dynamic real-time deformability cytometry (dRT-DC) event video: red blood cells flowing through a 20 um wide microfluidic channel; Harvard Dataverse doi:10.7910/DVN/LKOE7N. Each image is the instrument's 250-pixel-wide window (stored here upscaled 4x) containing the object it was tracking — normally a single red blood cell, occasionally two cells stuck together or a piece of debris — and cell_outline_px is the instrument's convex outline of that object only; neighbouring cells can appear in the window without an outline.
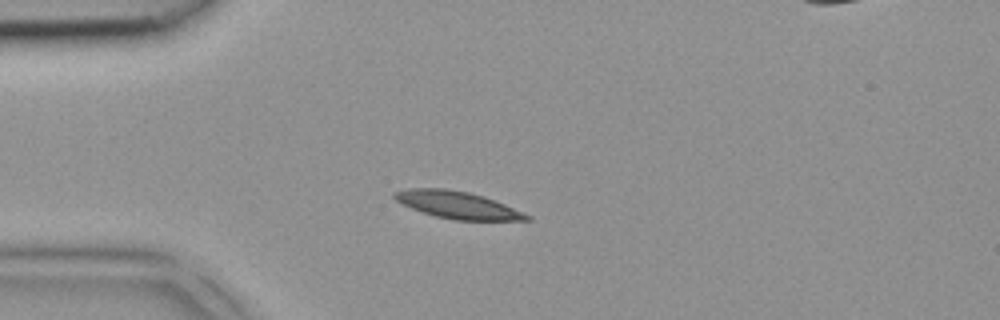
{"species": "common noctule bat (a hibernating species)", "species_latin": "Nyctalus noctula", "temperature_condition": "room temperature", "stored_images_in_passage": 2, "camera_frame_rate_fps": 3000, "um_per_image_px": 0.085, "animal": {"sex": "female", "body_mass_g": 18.4}, "frame": {"image": 1, "passage_image": 2, "time_ms": 0.333, "image_size_px": [1000, 320], "cell_outline_px": [[532, 220], [452, 220], [436, 216], [412, 208], [396, 200], [392, 196], [392, 192], [408, 188], [444, 188], [468, 192], [484, 196], [504, 204], [532, 216]], "centroid_in_image_um": [38.88, 17.41], "position_along_channel_um": 46.1, "area_um2": 20.81}}